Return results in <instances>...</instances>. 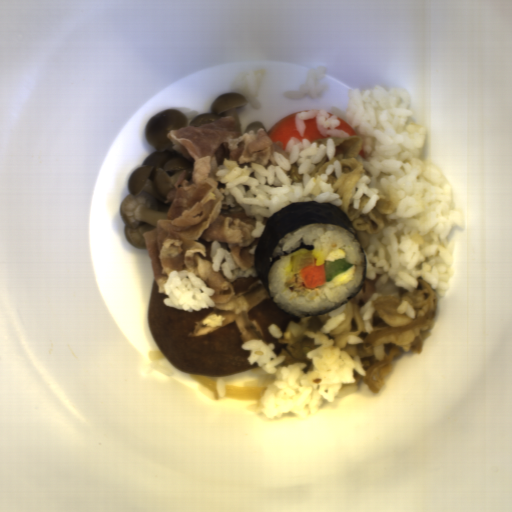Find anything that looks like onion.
<instances>
[{
    "label": "onion",
    "mask_w": 512,
    "mask_h": 512,
    "mask_svg": "<svg viewBox=\"0 0 512 512\" xmlns=\"http://www.w3.org/2000/svg\"><path fill=\"white\" fill-rule=\"evenodd\" d=\"M189 375L191 376V378L194 381H196L197 383H199L200 385H202L203 387L208 389L211 392V394L214 396V398L218 400L219 395L217 392L216 385H217L219 376H214V375H210V374H189Z\"/></svg>",
    "instance_id": "obj_2"
},
{
    "label": "onion",
    "mask_w": 512,
    "mask_h": 512,
    "mask_svg": "<svg viewBox=\"0 0 512 512\" xmlns=\"http://www.w3.org/2000/svg\"><path fill=\"white\" fill-rule=\"evenodd\" d=\"M224 390L225 397L252 402L261 400L265 387L264 385H235L224 383Z\"/></svg>",
    "instance_id": "obj_1"
}]
</instances>
